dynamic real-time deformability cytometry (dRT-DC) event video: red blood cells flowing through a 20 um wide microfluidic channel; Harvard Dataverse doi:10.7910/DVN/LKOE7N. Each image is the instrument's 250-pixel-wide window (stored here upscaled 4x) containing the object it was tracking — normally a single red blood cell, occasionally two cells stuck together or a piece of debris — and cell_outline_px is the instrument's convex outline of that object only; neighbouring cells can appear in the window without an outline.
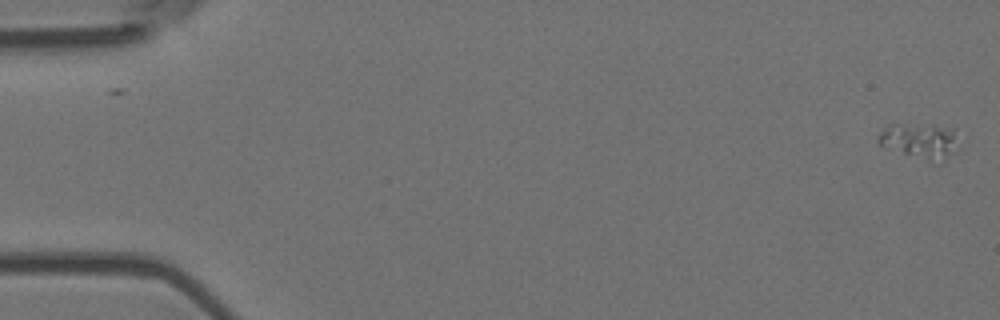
{"species": "Egyptian fruit bat (a non-hibernating species)", "species_latin": "Rousettus aegyptiacus", "temperature_condition": "room temperature", "stored_images_in_passage": 5, "camera_frame_rate_fps": 3000, "um_per_image_px": 0.085, "animal": {"sex": "female"}, "frame": {"image": 1, "passage_image": 1, "time_ms": 0.0, "image_size_px": [1000, 320], "cell_outline_px": [[960, 148], [956, 152], [932, 164], [880, 144], [876, 140], [880, 132], [888, 124], [932, 124], [952, 128]], "centroid_in_image_um": [78.22, 11.97], "position_along_channel_um": 6.8, "area_um2": 16.76}}
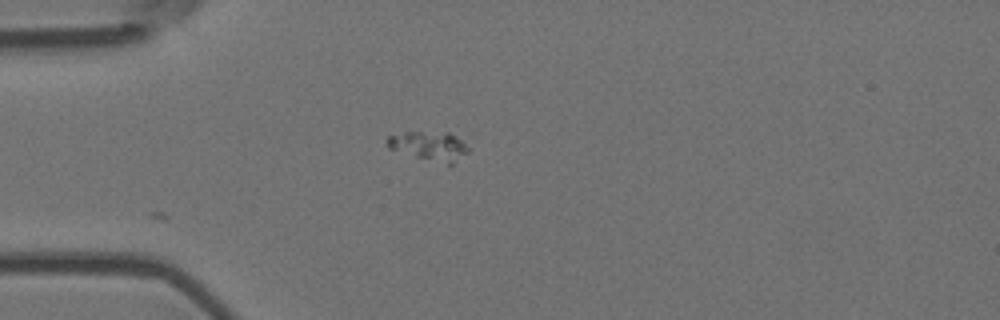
{"frame": {"image": 2, "passage_image": 5, "time_ms": 1.333, "image_size_px": [1000, 320], "cell_outline_px": [[468, 152], [452, 164], [448, 164], [416, 156], [388, 148], [384, 140], [388, 136], [404, 132], [448, 132], [468, 140]], "centroid_in_image_um": [36.54, 12.37], "position_along_channel_um": 48.5, "area_um2": 13.81}}